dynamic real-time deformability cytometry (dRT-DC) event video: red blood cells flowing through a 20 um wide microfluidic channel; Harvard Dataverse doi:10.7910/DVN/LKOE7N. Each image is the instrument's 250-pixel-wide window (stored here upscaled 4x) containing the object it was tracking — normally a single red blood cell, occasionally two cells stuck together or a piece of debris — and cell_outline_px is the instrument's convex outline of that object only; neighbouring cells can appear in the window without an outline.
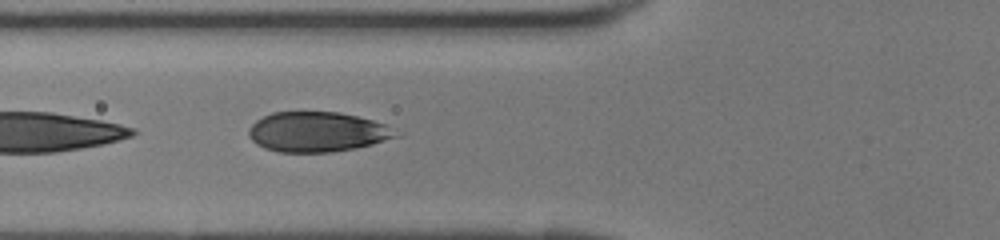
{"species": "human", "species_latin": "Homo sapiens", "temperature_condition": "room temperature", "stored_images_in_passage": 23, "camera_frame_rate_fps": 3000, "um_per_image_px": 0.085, "donor": {"sex": "female"}, "frame": {"image": 1, "passage_image": 17, "time_ms": 5.333, "image_size_px": [1000, 240], "cell_outline_px": [[404, 136], [356, 148], [332, 152], [280, 152], [264, 148], [256, 144], [248, 136], [248, 128], [256, 120], [272, 112], [340, 112], [388, 124]], "centroid_in_image_um": [27.01, 11.21], "position_along_channel_um": 98.8, "area_um2": 34.68}}
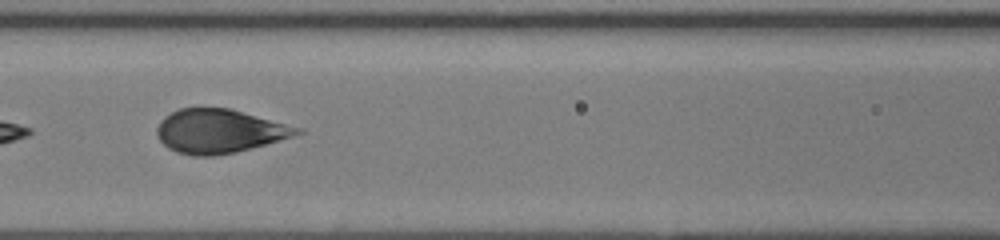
{"frame": {"image": 2, "passage_image": 20, "time_ms": 6.333, "image_size_px": [1000, 240], "cell_outline_px": [[304, 132], [292, 136], [236, 152], [216, 156], [192, 156], [176, 152], [168, 148], [160, 140], [156, 132], [156, 128], [160, 120], [164, 116], [180, 108], [228, 108], [304, 128]], "centroid_in_image_um": [18.62, 11.15], "position_along_channel_um": 148.0, "area_um2": 35.72}}